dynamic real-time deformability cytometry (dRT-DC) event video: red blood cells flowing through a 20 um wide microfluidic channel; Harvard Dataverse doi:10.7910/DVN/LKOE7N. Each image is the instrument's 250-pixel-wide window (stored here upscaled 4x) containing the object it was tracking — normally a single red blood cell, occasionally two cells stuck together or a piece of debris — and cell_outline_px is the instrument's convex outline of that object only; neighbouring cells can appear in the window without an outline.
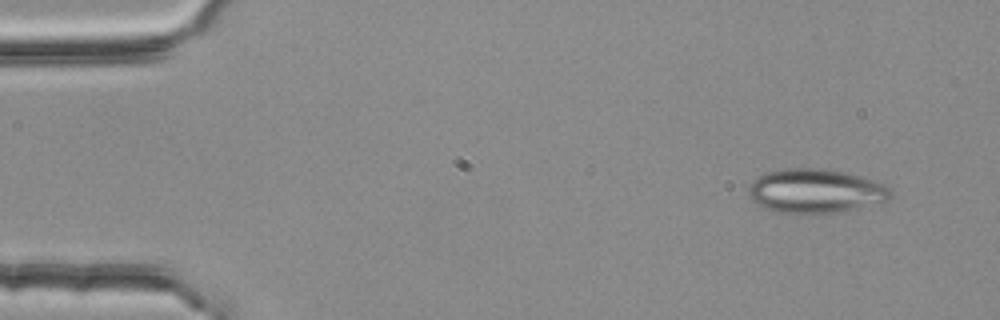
{"species": "common noctule bat (a hibernating species)", "species_latin": "Nyctalus noctula", "temperature_condition": "room temperature", "stored_images_in_passage": 3, "camera_frame_rate_fps": 3000, "um_per_image_px": 0.085, "animal": {"sex": "female", "body_mass_g": 25.1}, "frame": {"image": 1, "passage_image": 1, "time_ms": 0.0, "image_size_px": [1000, 320], "cell_outline_px": [[892, 196], [884, 204], [840, 212], [780, 212], [764, 208], [752, 200], [748, 196], [748, 188], [760, 176], [768, 172], [784, 168], [824, 168], [844, 172], [876, 180], [884, 184], [892, 192]], "centroid_in_image_um": [69.41, 16.23], "position_along_channel_um": 15.6, "area_um2": 36.59}}